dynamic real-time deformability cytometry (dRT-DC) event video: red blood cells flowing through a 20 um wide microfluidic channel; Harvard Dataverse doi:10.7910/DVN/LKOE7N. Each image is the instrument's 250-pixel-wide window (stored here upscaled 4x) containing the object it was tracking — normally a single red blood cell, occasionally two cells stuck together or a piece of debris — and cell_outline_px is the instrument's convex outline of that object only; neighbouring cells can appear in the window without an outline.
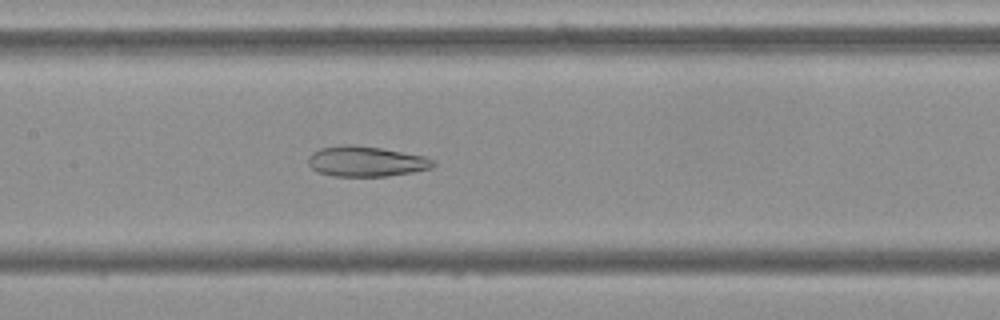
{"species": "Egyptian fruit bat (a non-hibernating species)", "species_latin": "Rousettus aegyptiacus", "temperature_condition": "cold", "stored_images_in_passage": 52, "camera_frame_rate_fps": 3000, "um_per_image_px": 0.085, "frame": {"image": 1, "passage_image": 26, "time_ms": 8.333, "image_size_px": [1000, 320], "cell_outline_px": [[436, 164], [432, 168], [412, 172], [388, 176], [332, 176], [316, 172], [308, 164], [308, 156], [312, 152], [320, 148], [344, 144], [352, 144], [380, 148], [424, 156], [432, 160]], "centroid_in_image_um": [31.07, 13.72], "position_along_channel_um": 176.3, "area_um2": 22.14}}
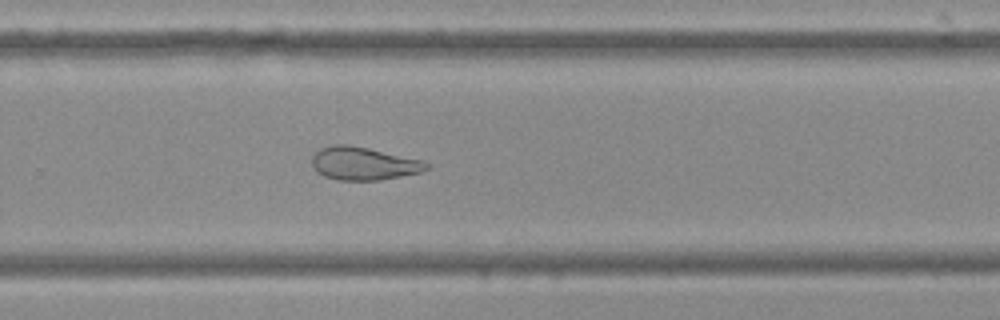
{"frame": {"image": 2, "passage_image": 36, "time_ms": 11.667, "image_size_px": [1000, 320], "cell_outline_px": [[428, 168], [420, 172], [380, 180], [336, 180], [324, 176], [316, 172], [312, 164], [312, 156], [320, 148], [332, 144], [348, 144], [368, 148], [424, 160], [428, 164]], "centroid_in_image_um": [30.87, 13.89], "position_along_channel_um": 298.9, "area_um2": 22.08}}
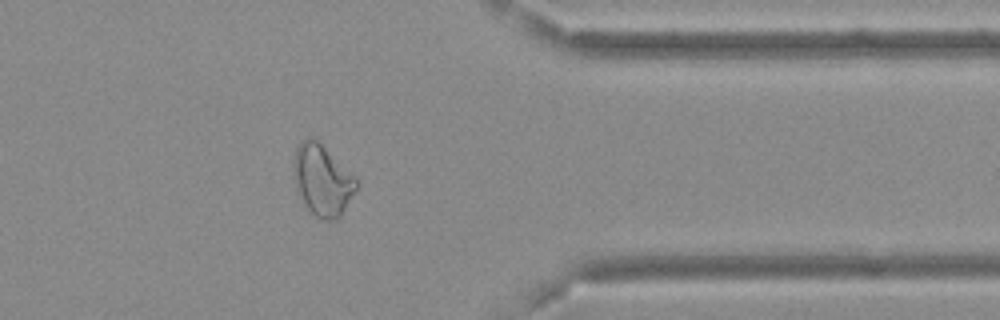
{"frame": {"image": 3, "passage_image": 44, "time_ms": 14.333, "image_size_px": [1000, 320], "cell_outline_px": [[356, 188], [340, 216], [336, 220], [320, 220], [308, 208], [296, 188], [292, 168], [292, 160], [296, 148], [300, 140], [308, 136], [312, 136], [356, 176]], "centroid_in_image_um": [27.36, 15.27], "position_along_channel_um": 384.0, "area_um2": 25.84}, "authors_computed_cell_mechanics": {"area_um2": 26.9348, "velocity_mm_per_s": 3.6949, "shape_relaxation_time_tau1_ms": null, "shape_relaxation_time_tau2_ms": 3.9424, "deformation_change_tau1": null, "deformation_change_tau2": 0.1112}}